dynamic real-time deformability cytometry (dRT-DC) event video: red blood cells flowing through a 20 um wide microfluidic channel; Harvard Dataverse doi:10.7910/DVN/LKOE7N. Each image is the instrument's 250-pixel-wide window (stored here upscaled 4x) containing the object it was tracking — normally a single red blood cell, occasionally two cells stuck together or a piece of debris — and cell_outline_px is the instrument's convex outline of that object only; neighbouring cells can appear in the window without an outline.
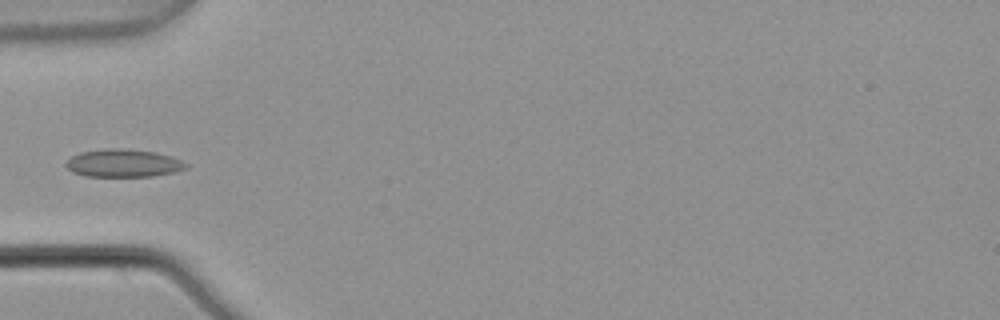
{"species": "common noctule bat (a hibernating species)", "species_latin": "Nyctalus noctula", "temperature_condition": "warm", "stored_images_in_passage": 5, "camera_frame_rate_fps": 3000, "um_per_image_px": 0.085, "animal": {"sex": "male", "body_mass_g": 21.5, "forearm_length_mm": 52.0}, "frame": {"image": 1, "passage_image": 5, "time_ms": 1.333, "image_size_px": [1000, 320], "cell_outline_px": [[188, 168], [172, 172], [152, 176], [84, 176], [72, 172], [64, 164], [72, 156], [80, 152], [104, 148], [120, 148], [156, 152], [172, 156], [188, 164]], "centroid_in_image_um": [10.47, 13.86], "position_along_channel_um": 74.5, "area_um2": 19.48}}